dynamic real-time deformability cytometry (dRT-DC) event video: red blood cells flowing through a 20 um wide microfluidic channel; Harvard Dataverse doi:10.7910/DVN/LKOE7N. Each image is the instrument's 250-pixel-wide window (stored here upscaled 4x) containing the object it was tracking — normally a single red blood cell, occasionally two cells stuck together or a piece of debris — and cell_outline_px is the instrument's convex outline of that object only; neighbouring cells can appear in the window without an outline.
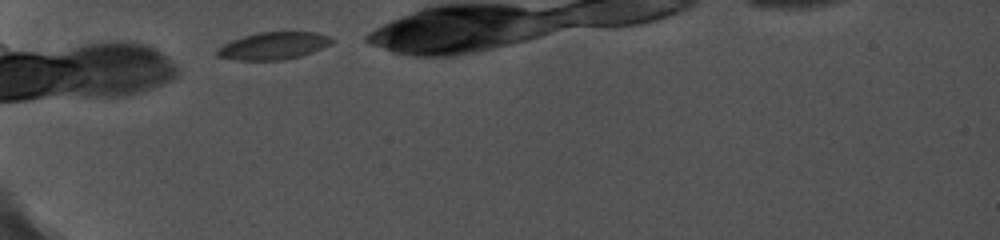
{"species": "common noctule bat (a hibernating species)", "species_latin": "Nyctalus noctula", "temperature_condition": "cold", "stored_images_in_passage": 27, "camera_frame_rate_fps": 5000, "um_per_image_px": 0.085, "animal": {"sex": "female", "body_mass_g": 19.0, "forearm_length_mm": 56.7}, "frame": {"image": 1, "passage_image": 1, "time_ms": 0.0, "image_size_px": [1000, 240], "cell_outline_px": [[336, 40], [332, 44], [312, 52], [300, 56], [284, 60], [232, 60], [216, 56], [216, 48], [232, 40], [256, 32], [316, 32], [332, 36]], "centroid_in_image_um": [23.26, 3.89], "position_along_channel_um": 61.7, "area_um2": 18.55}}